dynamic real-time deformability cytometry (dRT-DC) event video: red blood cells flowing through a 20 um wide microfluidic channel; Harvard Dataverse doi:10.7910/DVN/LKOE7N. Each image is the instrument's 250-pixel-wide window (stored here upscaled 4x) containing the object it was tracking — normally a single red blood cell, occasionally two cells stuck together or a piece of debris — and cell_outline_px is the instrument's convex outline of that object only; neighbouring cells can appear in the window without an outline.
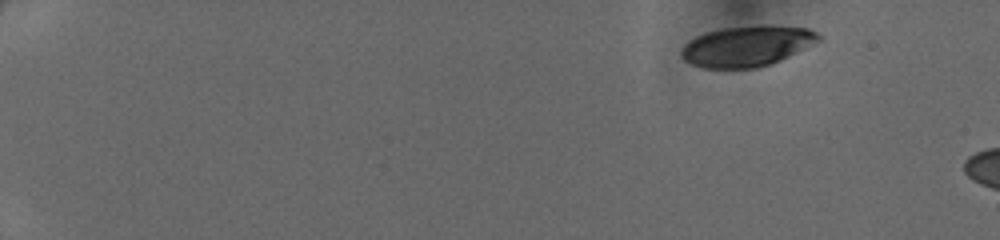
{"species": "human", "species_latin": "Homo sapiens", "temperature_condition": "cold", "stored_images_in_passage": 7, "camera_frame_rate_fps": 3000, "um_per_image_px": 0.085, "donor": {"sex": "female"}, "frame": {"image": 1, "passage_image": 1, "time_ms": 0.0, "image_size_px": [1000, 240], "cell_outline_px": [[820, 40], [772, 64], [756, 68], [704, 68], [692, 64], [684, 60], [680, 56], [680, 52], [684, 44], [688, 40], [696, 36], [708, 32], [724, 28], [768, 24], [808, 28], [816, 32], [820, 36]], "centroid_in_image_um": [63.47, 3.91], "position_along_channel_um": 21.5, "area_um2": 32.48}}